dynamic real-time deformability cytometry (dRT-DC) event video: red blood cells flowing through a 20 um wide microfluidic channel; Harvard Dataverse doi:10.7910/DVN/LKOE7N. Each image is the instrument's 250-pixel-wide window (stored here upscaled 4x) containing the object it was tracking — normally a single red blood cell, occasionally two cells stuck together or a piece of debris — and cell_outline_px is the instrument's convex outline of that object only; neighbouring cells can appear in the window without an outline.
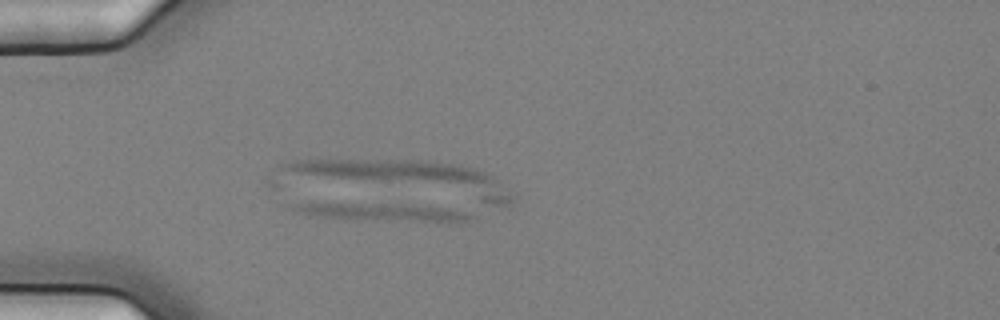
{"species": "common noctule bat (a hibernating species)", "species_latin": "Nyctalus noctula", "temperature_condition": "cold", "stored_images_in_passage": 20, "camera_frame_rate_fps": 3000, "um_per_image_px": 0.085, "animal": {"sex": "female", "body_mass_g": 25.1}, "frame": {"image": 1, "passage_image": 16, "time_ms": 5.0, "image_size_px": [1000, 320], "cell_outline_px": [[476, 216], [468, 224], [448, 224], [348, 220], [308, 216], [292, 208], [288, 204], [412, 204], [448, 208], [476, 212]], "centroid_in_image_um": [32.95, 18.11], "position_along_channel_um": 52.1, "area_um2": 20.11}}